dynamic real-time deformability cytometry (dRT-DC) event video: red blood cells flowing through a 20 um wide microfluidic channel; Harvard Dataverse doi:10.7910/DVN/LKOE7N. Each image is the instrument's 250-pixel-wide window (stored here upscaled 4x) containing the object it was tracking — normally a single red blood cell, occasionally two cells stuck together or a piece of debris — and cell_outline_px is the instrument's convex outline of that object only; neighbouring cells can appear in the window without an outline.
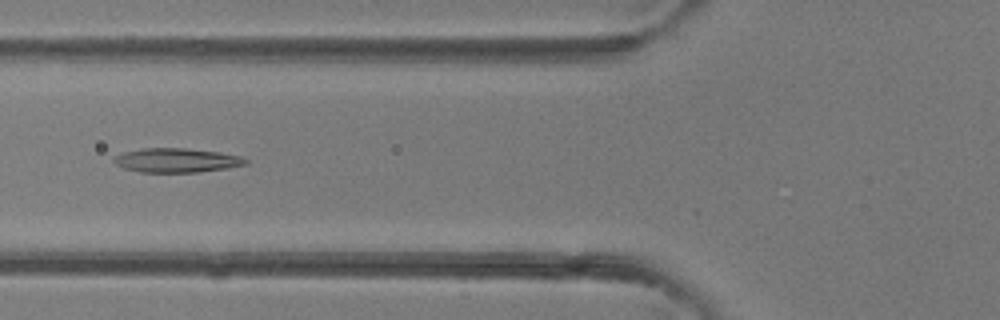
{"species": "common noctule bat (a hibernating species)", "species_latin": "Nyctalus noctula", "temperature_condition": "room temperature", "stored_images_in_passage": 6, "camera_frame_rate_fps": 3000, "um_per_image_px": 0.085, "animal": {"sex": "female"}, "frame": {"image": 1, "passage_image": 6, "time_ms": 5.333, "image_size_px": [1000, 320], "cell_outline_px": [[248, 164], [228, 168], [196, 172], [140, 172], [124, 168], [116, 164], [112, 160], [116, 156], [124, 152], [140, 148], [184, 148], [220, 152], [240, 156], [248, 160]], "centroid_in_image_um": [15.02, 13.62], "position_along_channel_um": 110.8, "area_um2": 18.55}}